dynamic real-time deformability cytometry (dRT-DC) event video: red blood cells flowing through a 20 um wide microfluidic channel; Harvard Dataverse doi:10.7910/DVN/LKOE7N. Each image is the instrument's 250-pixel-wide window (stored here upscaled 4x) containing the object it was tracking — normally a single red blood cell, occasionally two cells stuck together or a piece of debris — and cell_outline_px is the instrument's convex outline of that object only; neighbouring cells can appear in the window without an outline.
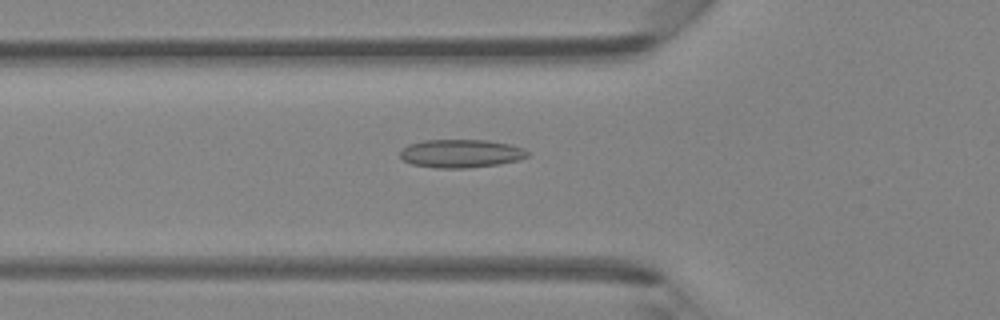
{"species": "Egyptian fruit bat (a non-hibernating species)", "species_latin": "Rousettus aegyptiacus", "temperature_condition": "room temperature", "stored_images_in_passage": 32, "camera_frame_rate_fps": 3000, "um_per_image_px": 0.085, "animal": {"sex": "female"}, "frame": {"image": 1, "passage_image": 2, "time_ms": 0.333, "image_size_px": [1000, 320], "cell_outline_px": [[528, 156], [520, 160], [500, 164], [468, 168], [436, 168], [412, 164], [404, 160], [400, 156], [400, 148], [408, 144], [424, 140], [488, 140], [512, 144], [524, 148], [528, 152]], "centroid_in_image_um": [39.19, 13.04], "position_along_channel_um": 86.6, "area_um2": 21.27}}
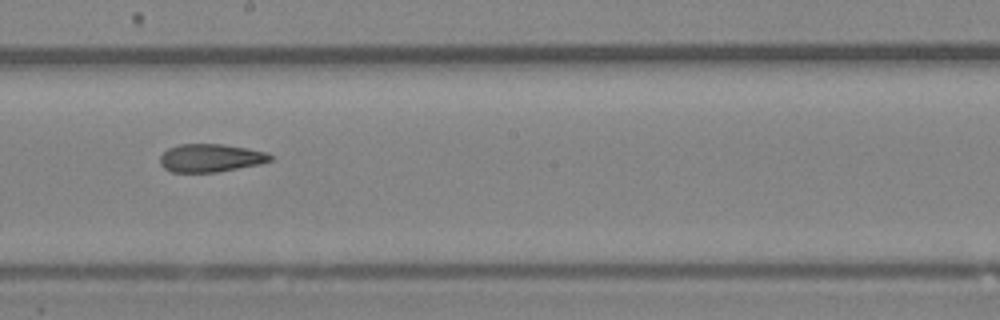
{"frame": {"image": 2, "passage_image": 12, "time_ms": 3.667, "image_size_px": [1000, 320], "cell_outline_px": [[272, 160], [260, 164], [216, 172], [172, 172], [164, 168], [160, 164], [160, 156], [168, 148], [180, 144], [224, 144], [248, 148], [268, 152], [272, 156]], "centroid_in_image_um": [17.91, 13.42], "position_along_channel_um": 230.3, "area_um2": 18.09}}
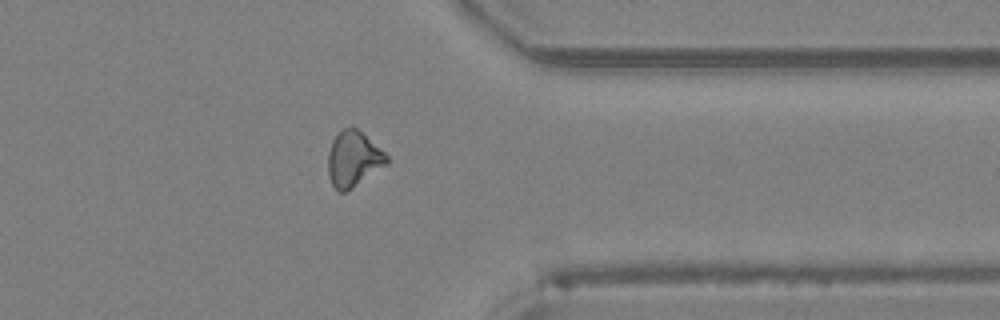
{"frame": {"image": 3, "passage_image": 23, "time_ms": 7.333, "image_size_px": [1000, 320], "cell_outline_px": [[388, 164], [352, 188], [344, 192], [336, 192], [328, 176], [328, 152], [332, 140], [344, 128], [356, 128], [384, 152], [388, 156]], "centroid_in_image_um": [30.02, 13.55], "position_along_channel_um": 381.4, "area_um2": 18.79}}